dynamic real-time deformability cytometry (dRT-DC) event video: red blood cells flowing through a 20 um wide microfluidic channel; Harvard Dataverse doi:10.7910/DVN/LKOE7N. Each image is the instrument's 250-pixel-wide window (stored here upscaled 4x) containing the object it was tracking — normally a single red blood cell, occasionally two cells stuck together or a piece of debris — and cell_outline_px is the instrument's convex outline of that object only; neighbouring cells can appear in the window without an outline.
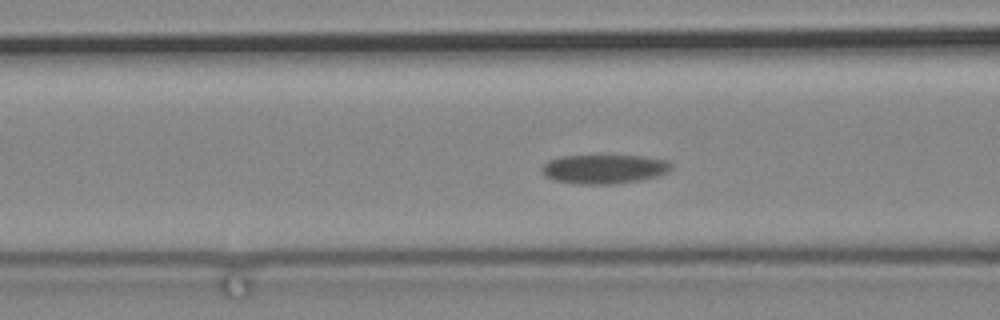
{"species": "common noctule bat (a hibernating species)", "species_latin": "Nyctalus noctula", "temperature_condition": "cold", "stored_images_in_passage": 47, "camera_frame_rate_fps": 3000, "um_per_image_px": 0.085, "animal": {"sex": "male", "body_mass_g": 19.2, "forearm_length_mm": 51.8}, "frame": {"image": 1, "passage_image": 7, "time_ms": 2.0, "image_size_px": [1000, 320], "cell_outline_px": [[672, 168], [668, 172], [656, 176], [640, 180], [612, 184], [580, 184], [556, 180], [544, 176], [540, 172], [540, 168], [548, 160], [560, 156], [644, 156], [668, 160], [672, 164]], "centroid_in_image_um": [51.34, 14.36], "position_along_channel_um": 115.3, "area_um2": 22.02}}
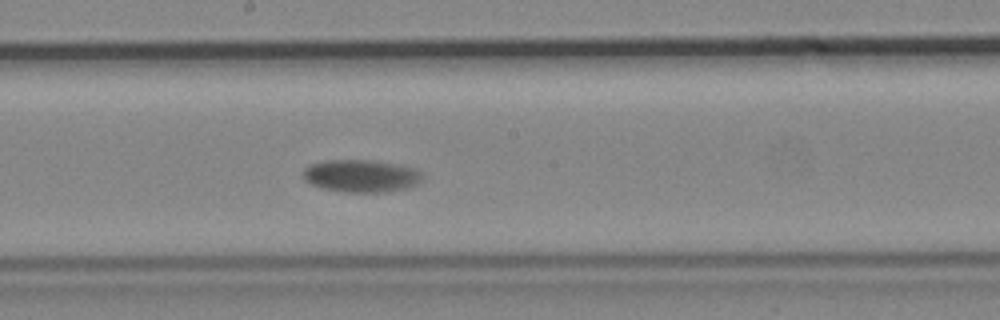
{"frame": {"image": 2, "passage_image": 17, "time_ms": 5.333, "image_size_px": [1000, 320], "cell_outline_px": [[424, 176], [416, 184], [408, 188], [388, 192], [348, 192], [320, 188], [304, 180], [304, 168], [312, 164], [328, 160], [376, 160], [416, 168]], "centroid_in_image_um": [30.73, 14.95], "position_along_channel_um": 217.5, "area_um2": 22.66}}
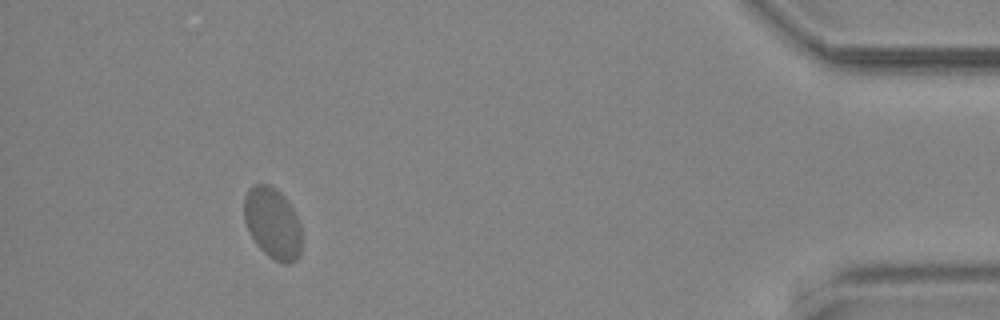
{"frame": {"image": 3, "passage_image": 42, "time_ms": 13.667, "image_size_px": [1000, 320], "cell_outline_px": [[300, 256], [296, 260], [288, 264], [284, 264], [276, 260], [264, 252], [256, 244], [244, 220], [244, 196], [248, 188], [252, 184], [268, 184], [276, 188], [288, 200], [300, 224]], "centroid_in_image_um": [23.16, 18.94], "position_along_channel_um": 412.0, "area_um2": 23.87}}